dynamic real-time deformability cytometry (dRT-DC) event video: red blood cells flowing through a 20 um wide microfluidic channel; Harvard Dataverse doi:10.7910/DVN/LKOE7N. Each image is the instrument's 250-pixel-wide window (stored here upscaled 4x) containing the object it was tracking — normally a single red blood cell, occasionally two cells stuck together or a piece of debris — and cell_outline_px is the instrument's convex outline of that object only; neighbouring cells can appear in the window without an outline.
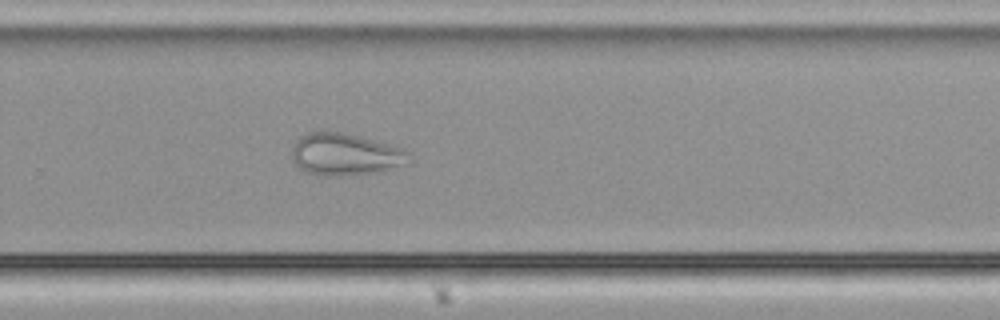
{"species": "common noctule bat (a hibernating species)", "species_latin": "Nyctalus noctula", "temperature_condition": "cold", "stored_images_in_passage": 44, "camera_frame_rate_fps": 3000, "um_per_image_px": 0.085, "animal": {"sex": "male", "body_mass_g": 21.5, "forearm_length_mm": 52.0}, "frame": {"image": 1, "passage_image": 26, "time_ms": 8.333, "image_size_px": [1000, 320], "cell_outline_px": [[408, 164], [376, 172], [332, 176], [324, 176], [308, 172], [300, 168], [292, 160], [292, 148], [296, 140], [308, 132], [340, 132], [356, 136], [400, 148], [408, 152]], "centroid_in_image_um": [29.29, 13.13], "position_along_channel_um": 300.5, "area_um2": 27.98}}
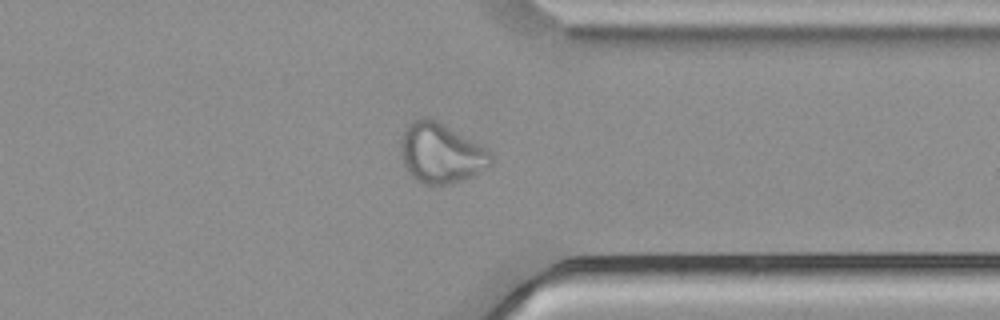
{"frame": {"image": 2, "passage_image": 32, "time_ms": 10.333, "image_size_px": [1000, 320], "cell_outline_px": [[492, 164], [488, 168], [464, 180], [448, 184], [420, 184], [408, 172], [400, 156], [400, 144], [404, 128], [412, 120], [420, 116], [432, 116], [480, 144], [492, 156]], "centroid_in_image_um": [37.45, 12.98], "position_along_channel_um": 374.0, "area_um2": 32.08}}